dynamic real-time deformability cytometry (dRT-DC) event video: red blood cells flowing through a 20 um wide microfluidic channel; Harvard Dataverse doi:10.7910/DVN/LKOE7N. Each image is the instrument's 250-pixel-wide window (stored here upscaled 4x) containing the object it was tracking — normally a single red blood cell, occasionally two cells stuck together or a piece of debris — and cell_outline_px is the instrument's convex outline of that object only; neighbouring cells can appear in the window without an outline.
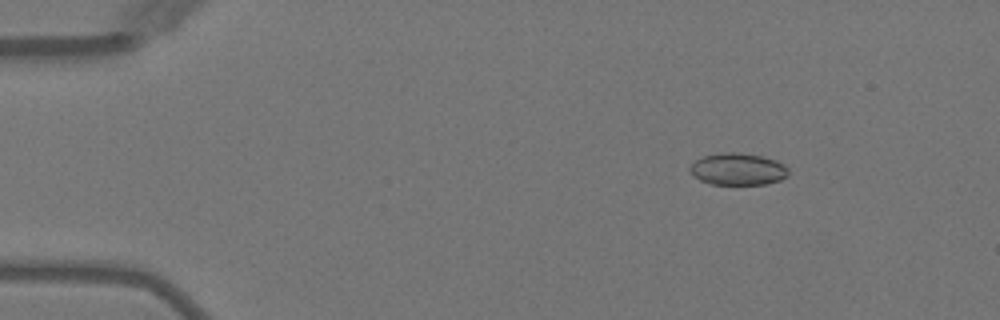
{"species": "Egyptian fruit bat (a non-hibernating species)", "species_latin": "Rousettus aegyptiacus", "temperature_condition": "warm", "stored_images_in_passage": 3, "camera_frame_rate_fps": 3000, "um_per_image_px": 0.085, "animal": {"sex": "female"}, "frame": {"image": 1, "passage_image": 1, "time_ms": 0.0, "image_size_px": [1000, 320], "cell_outline_px": [[788, 176], [780, 180], [764, 184], [712, 184], [700, 180], [688, 168], [696, 160], [704, 156], [720, 152], [740, 152], [760, 156], [776, 160], [784, 164], [788, 168]], "centroid_in_image_um": [62.74, 14.37], "position_along_channel_um": 22.3, "area_um2": 18.26}}